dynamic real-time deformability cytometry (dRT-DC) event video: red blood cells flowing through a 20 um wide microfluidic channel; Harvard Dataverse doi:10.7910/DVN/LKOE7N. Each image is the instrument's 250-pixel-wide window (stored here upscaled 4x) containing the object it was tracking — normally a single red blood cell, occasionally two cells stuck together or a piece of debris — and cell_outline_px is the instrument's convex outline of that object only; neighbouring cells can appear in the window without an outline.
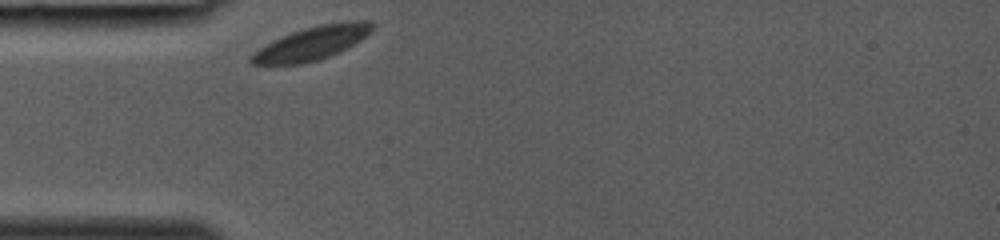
{"species": "common noctule bat (a hibernating species)", "species_latin": "Nyctalus noctula", "temperature_condition": "room temperature", "stored_images_in_passage": 24, "camera_frame_rate_fps": 3000, "um_per_image_px": 0.085, "animal": {"sex": "female", "body_mass_g": 19.0, "forearm_length_mm": 53.3}, "frame": {"image": 1, "passage_image": 1, "time_ms": 0.0, "image_size_px": [1000, 240], "cell_outline_px": [[376, 28], [372, 32], [348, 48], [340, 52], [320, 60], [304, 64], [252, 64], [248, 60], [248, 56], [260, 48], [292, 32], [304, 28], [320, 24], [348, 20], [364, 20], [372, 24]], "centroid_in_image_um": [26.57, 3.67], "position_along_channel_um": 58.4, "area_um2": 23.64}}
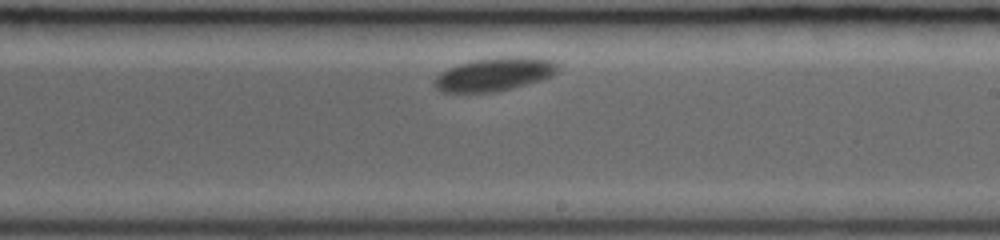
{"frame": {"image": 2, "passage_image": 14, "time_ms": 4.333, "image_size_px": [1000, 240], "cell_outline_px": [[560, 68], [556, 72], [540, 80], [528, 84], [496, 92], [440, 92], [432, 84], [432, 80], [440, 72], [456, 64], [472, 60], [500, 56], [532, 56], [552, 60], [560, 64]], "centroid_in_image_um": [42.0, 6.29], "position_along_channel_um": 247.0, "area_um2": 24.51}}
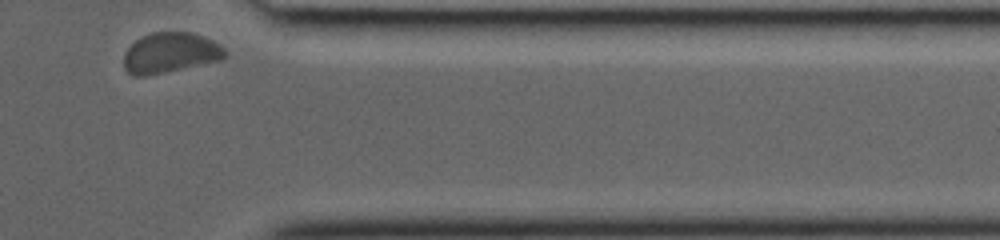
{"frame": {"image": 3, "passage_image": 24, "time_ms": 7.667, "image_size_px": [1000, 240], "cell_outline_px": [[228, 52], [220, 60], [144, 76], [136, 76], [128, 72], [124, 68], [124, 52], [136, 40], [152, 32], [188, 32], [212, 40], [220, 44]], "centroid_in_image_um": [14.46, 4.48], "position_along_channel_um": 396.9, "area_um2": 23.35}}